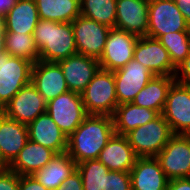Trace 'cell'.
Returning <instances> with one entry per match:
<instances>
[{
    "label": "cell",
    "mask_w": 190,
    "mask_h": 190,
    "mask_svg": "<svg viewBox=\"0 0 190 190\" xmlns=\"http://www.w3.org/2000/svg\"><path fill=\"white\" fill-rule=\"evenodd\" d=\"M0 32H5V15L0 13Z\"/></svg>",
    "instance_id": "42"
},
{
    "label": "cell",
    "mask_w": 190,
    "mask_h": 190,
    "mask_svg": "<svg viewBox=\"0 0 190 190\" xmlns=\"http://www.w3.org/2000/svg\"><path fill=\"white\" fill-rule=\"evenodd\" d=\"M137 158L127 137L114 134L100 152L98 160L110 171L130 172Z\"/></svg>",
    "instance_id": "20"
},
{
    "label": "cell",
    "mask_w": 190,
    "mask_h": 190,
    "mask_svg": "<svg viewBox=\"0 0 190 190\" xmlns=\"http://www.w3.org/2000/svg\"><path fill=\"white\" fill-rule=\"evenodd\" d=\"M77 169L69 154H57L48 165L33 174L38 182L49 190H56Z\"/></svg>",
    "instance_id": "26"
},
{
    "label": "cell",
    "mask_w": 190,
    "mask_h": 190,
    "mask_svg": "<svg viewBox=\"0 0 190 190\" xmlns=\"http://www.w3.org/2000/svg\"><path fill=\"white\" fill-rule=\"evenodd\" d=\"M56 155L51 149L28 140L9 169L18 175H33L48 165Z\"/></svg>",
    "instance_id": "22"
},
{
    "label": "cell",
    "mask_w": 190,
    "mask_h": 190,
    "mask_svg": "<svg viewBox=\"0 0 190 190\" xmlns=\"http://www.w3.org/2000/svg\"><path fill=\"white\" fill-rule=\"evenodd\" d=\"M167 190H190V178L169 180Z\"/></svg>",
    "instance_id": "37"
},
{
    "label": "cell",
    "mask_w": 190,
    "mask_h": 190,
    "mask_svg": "<svg viewBox=\"0 0 190 190\" xmlns=\"http://www.w3.org/2000/svg\"><path fill=\"white\" fill-rule=\"evenodd\" d=\"M47 102L30 82L23 86L3 108L7 117L28 125L46 112Z\"/></svg>",
    "instance_id": "13"
},
{
    "label": "cell",
    "mask_w": 190,
    "mask_h": 190,
    "mask_svg": "<svg viewBox=\"0 0 190 190\" xmlns=\"http://www.w3.org/2000/svg\"><path fill=\"white\" fill-rule=\"evenodd\" d=\"M114 134L112 116L88 115L68 137L66 152L76 164L98 159L100 152Z\"/></svg>",
    "instance_id": "1"
},
{
    "label": "cell",
    "mask_w": 190,
    "mask_h": 190,
    "mask_svg": "<svg viewBox=\"0 0 190 190\" xmlns=\"http://www.w3.org/2000/svg\"><path fill=\"white\" fill-rule=\"evenodd\" d=\"M19 190H49L33 175H19Z\"/></svg>",
    "instance_id": "36"
},
{
    "label": "cell",
    "mask_w": 190,
    "mask_h": 190,
    "mask_svg": "<svg viewBox=\"0 0 190 190\" xmlns=\"http://www.w3.org/2000/svg\"><path fill=\"white\" fill-rule=\"evenodd\" d=\"M35 4L42 20L72 23L81 15L80 0H35Z\"/></svg>",
    "instance_id": "27"
},
{
    "label": "cell",
    "mask_w": 190,
    "mask_h": 190,
    "mask_svg": "<svg viewBox=\"0 0 190 190\" xmlns=\"http://www.w3.org/2000/svg\"><path fill=\"white\" fill-rule=\"evenodd\" d=\"M0 190H19V175L10 169L0 172Z\"/></svg>",
    "instance_id": "33"
},
{
    "label": "cell",
    "mask_w": 190,
    "mask_h": 190,
    "mask_svg": "<svg viewBox=\"0 0 190 190\" xmlns=\"http://www.w3.org/2000/svg\"><path fill=\"white\" fill-rule=\"evenodd\" d=\"M149 0H117L115 28L147 36Z\"/></svg>",
    "instance_id": "17"
},
{
    "label": "cell",
    "mask_w": 190,
    "mask_h": 190,
    "mask_svg": "<svg viewBox=\"0 0 190 190\" xmlns=\"http://www.w3.org/2000/svg\"><path fill=\"white\" fill-rule=\"evenodd\" d=\"M29 140L27 125L7 117L0 111V149L11 164Z\"/></svg>",
    "instance_id": "21"
},
{
    "label": "cell",
    "mask_w": 190,
    "mask_h": 190,
    "mask_svg": "<svg viewBox=\"0 0 190 190\" xmlns=\"http://www.w3.org/2000/svg\"><path fill=\"white\" fill-rule=\"evenodd\" d=\"M18 0H0V13L6 15Z\"/></svg>",
    "instance_id": "39"
},
{
    "label": "cell",
    "mask_w": 190,
    "mask_h": 190,
    "mask_svg": "<svg viewBox=\"0 0 190 190\" xmlns=\"http://www.w3.org/2000/svg\"><path fill=\"white\" fill-rule=\"evenodd\" d=\"M81 95L88 115L113 116L118 106L114 73L100 68Z\"/></svg>",
    "instance_id": "3"
},
{
    "label": "cell",
    "mask_w": 190,
    "mask_h": 190,
    "mask_svg": "<svg viewBox=\"0 0 190 190\" xmlns=\"http://www.w3.org/2000/svg\"><path fill=\"white\" fill-rule=\"evenodd\" d=\"M173 134L190 135V86L174 82L162 111Z\"/></svg>",
    "instance_id": "9"
},
{
    "label": "cell",
    "mask_w": 190,
    "mask_h": 190,
    "mask_svg": "<svg viewBox=\"0 0 190 190\" xmlns=\"http://www.w3.org/2000/svg\"><path fill=\"white\" fill-rule=\"evenodd\" d=\"M77 53L99 59L111 28L78 16L72 22Z\"/></svg>",
    "instance_id": "11"
},
{
    "label": "cell",
    "mask_w": 190,
    "mask_h": 190,
    "mask_svg": "<svg viewBox=\"0 0 190 190\" xmlns=\"http://www.w3.org/2000/svg\"><path fill=\"white\" fill-rule=\"evenodd\" d=\"M139 37L118 28H111L104 51L98 59L101 69L112 72L123 68L133 59L134 47Z\"/></svg>",
    "instance_id": "10"
},
{
    "label": "cell",
    "mask_w": 190,
    "mask_h": 190,
    "mask_svg": "<svg viewBox=\"0 0 190 190\" xmlns=\"http://www.w3.org/2000/svg\"><path fill=\"white\" fill-rule=\"evenodd\" d=\"M31 83L46 102L69 91L57 62L37 61L32 66Z\"/></svg>",
    "instance_id": "16"
},
{
    "label": "cell",
    "mask_w": 190,
    "mask_h": 190,
    "mask_svg": "<svg viewBox=\"0 0 190 190\" xmlns=\"http://www.w3.org/2000/svg\"><path fill=\"white\" fill-rule=\"evenodd\" d=\"M156 158L169 180L190 178V135L174 134Z\"/></svg>",
    "instance_id": "8"
},
{
    "label": "cell",
    "mask_w": 190,
    "mask_h": 190,
    "mask_svg": "<svg viewBox=\"0 0 190 190\" xmlns=\"http://www.w3.org/2000/svg\"><path fill=\"white\" fill-rule=\"evenodd\" d=\"M174 82V76L155 75L147 85L140 90L132 103L162 114L168 91Z\"/></svg>",
    "instance_id": "24"
},
{
    "label": "cell",
    "mask_w": 190,
    "mask_h": 190,
    "mask_svg": "<svg viewBox=\"0 0 190 190\" xmlns=\"http://www.w3.org/2000/svg\"><path fill=\"white\" fill-rule=\"evenodd\" d=\"M77 170L81 174L83 190H104L105 176L109 169L98 159L77 163Z\"/></svg>",
    "instance_id": "31"
},
{
    "label": "cell",
    "mask_w": 190,
    "mask_h": 190,
    "mask_svg": "<svg viewBox=\"0 0 190 190\" xmlns=\"http://www.w3.org/2000/svg\"><path fill=\"white\" fill-rule=\"evenodd\" d=\"M29 140L51 149L56 154L66 153L68 137L54 123L47 112L27 125Z\"/></svg>",
    "instance_id": "19"
},
{
    "label": "cell",
    "mask_w": 190,
    "mask_h": 190,
    "mask_svg": "<svg viewBox=\"0 0 190 190\" xmlns=\"http://www.w3.org/2000/svg\"><path fill=\"white\" fill-rule=\"evenodd\" d=\"M46 112L69 137L88 116L82 95L68 91L47 102Z\"/></svg>",
    "instance_id": "6"
},
{
    "label": "cell",
    "mask_w": 190,
    "mask_h": 190,
    "mask_svg": "<svg viewBox=\"0 0 190 190\" xmlns=\"http://www.w3.org/2000/svg\"><path fill=\"white\" fill-rule=\"evenodd\" d=\"M9 166L10 164L5 160L0 149V172L8 170Z\"/></svg>",
    "instance_id": "40"
},
{
    "label": "cell",
    "mask_w": 190,
    "mask_h": 190,
    "mask_svg": "<svg viewBox=\"0 0 190 190\" xmlns=\"http://www.w3.org/2000/svg\"><path fill=\"white\" fill-rule=\"evenodd\" d=\"M173 135L169 123L159 114L125 136L137 157H156Z\"/></svg>",
    "instance_id": "4"
},
{
    "label": "cell",
    "mask_w": 190,
    "mask_h": 190,
    "mask_svg": "<svg viewBox=\"0 0 190 190\" xmlns=\"http://www.w3.org/2000/svg\"><path fill=\"white\" fill-rule=\"evenodd\" d=\"M174 79L180 84L190 86V53L176 67Z\"/></svg>",
    "instance_id": "34"
},
{
    "label": "cell",
    "mask_w": 190,
    "mask_h": 190,
    "mask_svg": "<svg viewBox=\"0 0 190 190\" xmlns=\"http://www.w3.org/2000/svg\"><path fill=\"white\" fill-rule=\"evenodd\" d=\"M186 22L190 25V0H174Z\"/></svg>",
    "instance_id": "38"
},
{
    "label": "cell",
    "mask_w": 190,
    "mask_h": 190,
    "mask_svg": "<svg viewBox=\"0 0 190 190\" xmlns=\"http://www.w3.org/2000/svg\"><path fill=\"white\" fill-rule=\"evenodd\" d=\"M56 190H83L81 174L76 169Z\"/></svg>",
    "instance_id": "35"
},
{
    "label": "cell",
    "mask_w": 190,
    "mask_h": 190,
    "mask_svg": "<svg viewBox=\"0 0 190 190\" xmlns=\"http://www.w3.org/2000/svg\"><path fill=\"white\" fill-rule=\"evenodd\" d=\"M5 51L11 57H20L33 64L40 60L39 51L35 45L33 33L4 32Z\"/></svg>",
    "instance_id": "28"
},
{
    "label": "cell",
    "mask_w": 190,
    "mask_h": 190,
    "mask_svg": "<svg viewBox=\"0 0 190 190\" xmlns=\"http://www.w3.org/2000/svg\"><path fill=\"white\" fill-rule=\"evenodd\" d=\"M133 58L151 70L154 75L174 76L176 67L172 64L168 51L158 39L148 36L139 37Z\"/></svg>",
    "instance_id": "14"
},
{
    "label": "cell",
    "mask_w": 190,
    "mask_h": 190,
    "mask_svg": "<svg viewBox=\"0 0 190 190\" xmlns=\"http://www.w3.org/2000/svg\"><path fill=\"white\" fill-rule=\"evenodd\" d=\"M113 73L118 105L133 102L140 90L155 76L134 58Z\"/></svg>",
    "instance_id": "12"
},
{
    "label": "cell",
    "mask_w": 190,
    "mask_h": 190,
    "mask_svg": "<svg viewBox=\"0 0 190 190\" xmlns=\"http://www.w3.org/2000/svg\"><path fill=\"white\" fill-rule=\"evenodd\" d=\"M34 42L40 60L58 62L77 54L72 23L39 19L34 33Z\"/></svg>",
    "instance_id": "2"
},
{
    "label": "cell",
    "mask_w": 190,
    "mask_h": 190,
    "mask_svg": "<svg viewBox=\"0 0 190 190\" xmlns=\"http://www.w3.org/2000/svg\"><path fill=\"white\" fill-rule=\"evenodd\" d=\"M64 74L69 91L82 94L101 68L98 59L74 54L57 62Z\"/></svg>",
    "instance_id": "15"
},
{
    "label": "cell",
    "mask_w": 190,
    "mask_h": 190,
    "mask_svg": "<svg viewBox=\"0 0 190 190\" xmlns=\"http://www.w3.org/2000/svg\"><path fill=\"white\" fill-rule=\"evenodd\" d=\"M104 190H132L130 172L109 170L105 176Z\"/></svg>",
    "instance_id": "32"
},
{
    "label": "cell",
    "mask_w": 190,
    "mask_h": 190,
    "mask_svg": "<svg viewBox=\"0 0 190 190\" xmlns=\"http://www.w3.org/2000/svg\"><path fill=\"white\" fill-rule=\"evenodd\" d=\"M4 41H5V34L4 32H0V53L5 51Z\"/></svg>",
    "instance_id": "41"
},
{
    "label": "cell",
    "mask_w": 190,
    "mask_h": 190,
    "mask_svg": "<svg viewBox=\"0 0 190 190\" xmlns=\"http://www.w3.org/2000/svg\"><path fill=\"white\" fill-rule=\"evenodd\" d=\"M32 66L29 60L11 57L6 51L0 53V111L31 82Z\"/></svg>",
    "instance_id": "5"
},
{
    "label": "cell",
    "mask_w": 190,
    "mask_h": 190,
    "mask_svg": "<svg viewBox=\"0 0 190 190\" xmlns=\"http://www.w3.org/2000/svg\"><path fill=\"white\" fill-rule=\"evenodd\" d=\"M117 0H80L81 16L115 28Z\"/></svg>",
    "instance_id": "29"
},
{
    "label": "cell",
    "mask_w": 190,
    "mask_h": 190,
    "mask_svg": "<svg viewBox=\"0 0 190 190\" xmlns=\"http://www.w3.org/2000/svg\"><path fill=\"white\" fill-rule=\"evenodd\" d=\"M130 179L132 190H167L169 182L156 157H138Z\"/></svg>",
    "instance_id": "18"
},
{
    "label": "cell",
    "mask_w": 190,
    "mask_h": 190,
    "mask_svg": "<svg viewBox=\"0 0 190 190\" xmlns=\"http://www.w3.org/2000/svg\"><path fill=\"white\" fill-rule=\"evenodd\" d=\"M177 31H190L174 0H149L147 36L159 39Z\"/></svg>",
    "instance_id": "7"
},
{
    "label": "cell",
    "mask_w": 190,
    "mask_h": 190,
    "mask_svg": "<svg viewBox=\"0 0 190 190\" xmlns=\"http://www.w3.org/2000/svg\"><path fill=\"white\" fill-rule=\"evenodd\" d=\"M158 40L168 51L175 67L190 53V31L171 32L162 35Z\"/></svg>",
    "instance_id": "30"
},
{
    "label": "cell",
    "mask_w": 190,
    "mask_h": 190,
    "mask_svg": "<svg viewBox=\"0 0 190 190\" xmlns=\"http://www.w3.org/2000/svg\"><path fill=\"white\" fill-rule=\"evenodd\" d=\"M38 21L35 0H18L5 15V32L34 33Z\"/></svg>",
    "instance_id": "25"
},
{
    "label": "cell",
    "mask_w": 190,
    "mask_h": 190,
    "mask_svg": "<svg viewBox=\"0 0 190 190\" xmlns=\"http://www.w3.org/2000/svg\"><path fill=\"white\" fill-rule=\"evenodd\" d=\"M158 115L157 111L140 107L132 102L118 105L112 116L115 134L125 136L131 130L147 124Z\"/></svg>",
    "instance_id": "23"
}]
</instances>
